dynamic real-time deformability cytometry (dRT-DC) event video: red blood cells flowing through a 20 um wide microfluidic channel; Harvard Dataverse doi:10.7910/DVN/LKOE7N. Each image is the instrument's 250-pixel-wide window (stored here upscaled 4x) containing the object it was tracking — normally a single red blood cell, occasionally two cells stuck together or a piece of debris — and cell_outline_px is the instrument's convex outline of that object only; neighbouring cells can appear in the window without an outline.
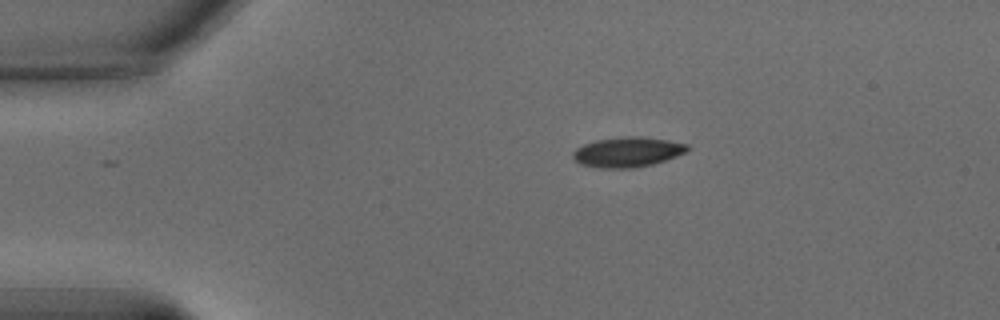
{"species": "common noctule bat (a hibernating species)", "species_latin": "Nyctalus noctula", "temperature_condition": "warm", "stored_images_in_passage": 47, "camera_frame_rate_fps": 3000, "um_per_image_px": 0.085, "animal": {"sex": "male", "body_mass_g": 15.6}, "frame": {"image": 1, "passage_image": 1, "time_ms": 0.0, "image_size_px": [1000, 320], "cell_outline_px": [[688, 152], [652, 164], [632, 168], [600, 168], [580, 164], [572, 156], [572, 152], [576, 148], [584, 144], [596, 140], [624, 136], [640, 136], [668, 140], [688, 144]], "centroid_in_image_um": [53.33, 12.91], "position_along_channel_um": 31.7, "area_um2": 20.0}}
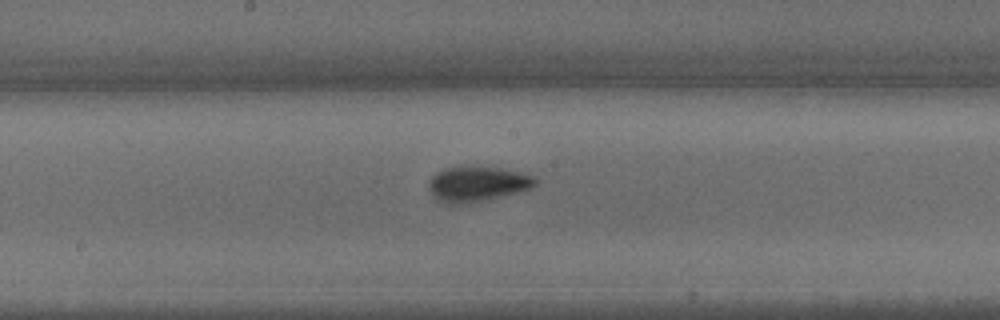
{"frame": {"image": 2, "passage_image": 20, "time_ms": 6.333, "image_size_px": [1000, 320], "cell_outline_px": [[536, 184], [532, 188], [516, 192], [460, 204], [448, 204], [436, 200], [432, 196], [428, 188], [428, 184], [432, 176], [436, 172], [444, 168], [464, 164], [496, 168], [536, 176]], "centroid_in_image_um": [40.48, 15.6], "position_along_channel_um": 207.7, "area_um2": 21.79}}
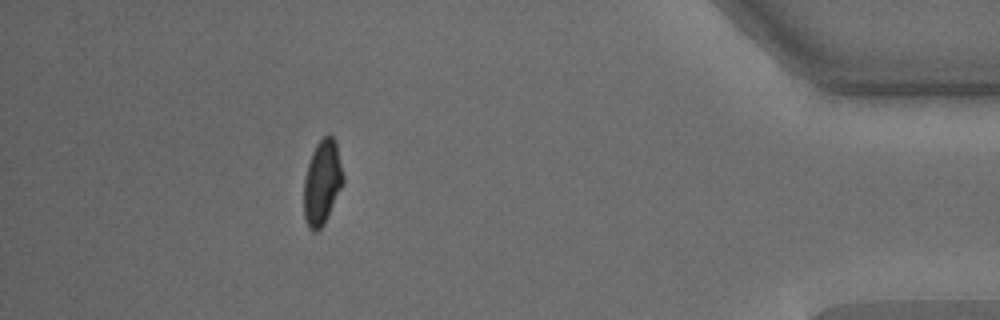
{"frame": {"image": 3, "passage_image": 41, "time_ms": 13.333, "image_size_px": [1000, 320], "cell_outline_px": [[344, 184], [324, 224], [316, 232], [312, 232], [308, 228], [304, 216], [304, 180], [308, 164], [312, 152], [316, 144], [328, 132], [332, 136], [336, 144], [344, 176]], "centroid_in_image_um": [27.39, 15.52], "position_along_channel_um": 407.8, "area_um2": 19.48}, "authors_computed_cell_mechanics": {"area_um2": 20.1722, "velocity_mm_per_s": 3.5728, "shape_relaxation_time_tau1_ms": 3.3788, "shape_relaxation_time_tau2_ms": 1.3403, "deformation_change_tau1": 0.1368, "deformation_change_tau2": 0.0652}}